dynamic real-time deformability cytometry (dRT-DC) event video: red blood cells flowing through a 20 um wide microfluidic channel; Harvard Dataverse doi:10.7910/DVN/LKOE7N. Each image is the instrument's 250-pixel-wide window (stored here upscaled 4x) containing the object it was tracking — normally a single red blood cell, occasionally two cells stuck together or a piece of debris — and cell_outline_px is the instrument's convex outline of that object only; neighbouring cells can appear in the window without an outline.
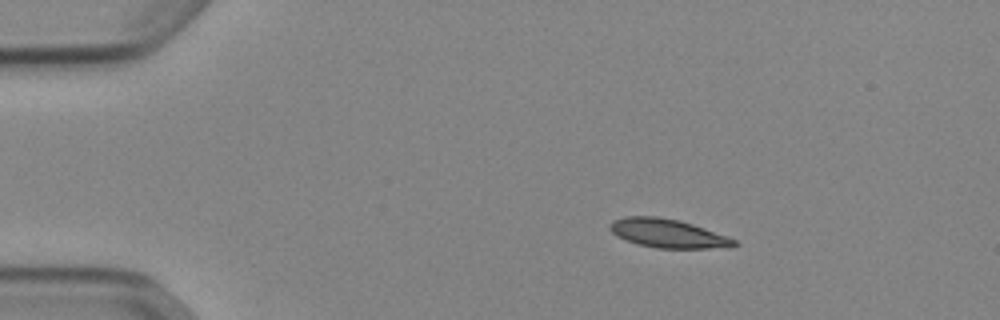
{"species": "Egyptian fruit bat (a non-hibernating species)", "species_latin": "Rousettus aegyptiacus", "temperature_condition": "cold", "stored_images_in_passage": 44, "camera_frame_rate_fps": 3000, "um_per_image_px": 0.085, "animal": {"sex": "female"}, "frame": {"image": 1, "passage_image": 1, "time_ms": 0.0, "image_size_px": [1000, 320], "cell_outline_px": [[740, 244], [732, 248], [656, 248], [636, 244], [616, 236], [608, 228], [608, 224], [612, 220], [624, 216], [656, 216], [680, 220], [728, 236], [736, 240]], "centroid_in_image_um": [56.77, 19.84], "position_along_channel_um": 28.2, "area_um2": 21.15}}
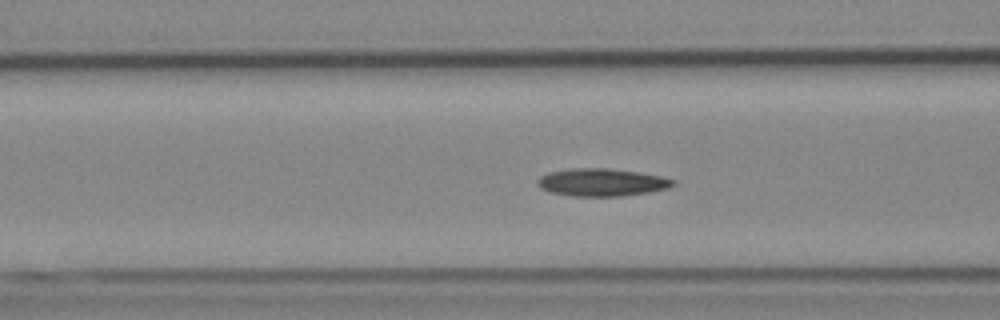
{"frame": {"image": 2, "passage_image": 13, "time_ms": 4.0, "image_size_px": [1000, 320], "cell_outline_px": [[676, 184], [668, 188], [648, 192], [620, 196], [572, 196], [548, 192], [540, 188], [536, 184], [536, 180], [540, 176], [548, 172], [572, 168], [608, 168], [640, 172], [660, 176], [676, 180]], "centroid_in_image_um": [51.11, 15.49], "position_along_channel_um": 115.5, "area_um2": 22.02}}
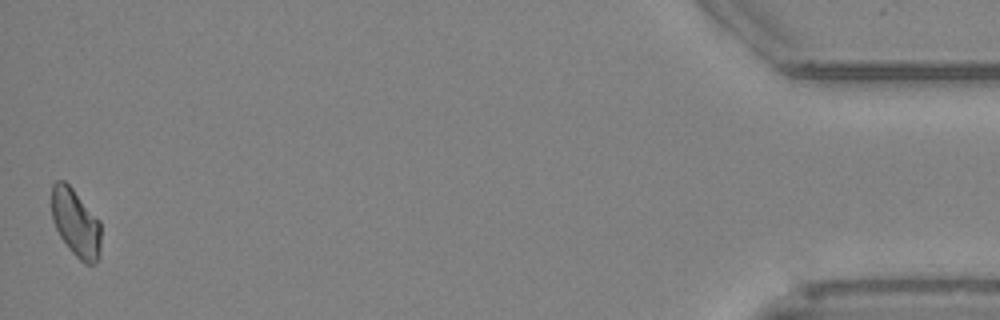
{"frame": {"image": 3, "passage_image": 44, "time_ms": 14.333, "image_size_px": [1000, 320], "cell_outline_px": [[100, 256], [96, 264], [84, 264], [68, 248], [60, 236], [52, 220], [52, 184], [56, 180], [64, 180], [72, 188], [100, 220]], "centroid_in_image_um": [6.45, 18.96], "position_along_channel_um": 428.8, "area_um2": 19.59}}